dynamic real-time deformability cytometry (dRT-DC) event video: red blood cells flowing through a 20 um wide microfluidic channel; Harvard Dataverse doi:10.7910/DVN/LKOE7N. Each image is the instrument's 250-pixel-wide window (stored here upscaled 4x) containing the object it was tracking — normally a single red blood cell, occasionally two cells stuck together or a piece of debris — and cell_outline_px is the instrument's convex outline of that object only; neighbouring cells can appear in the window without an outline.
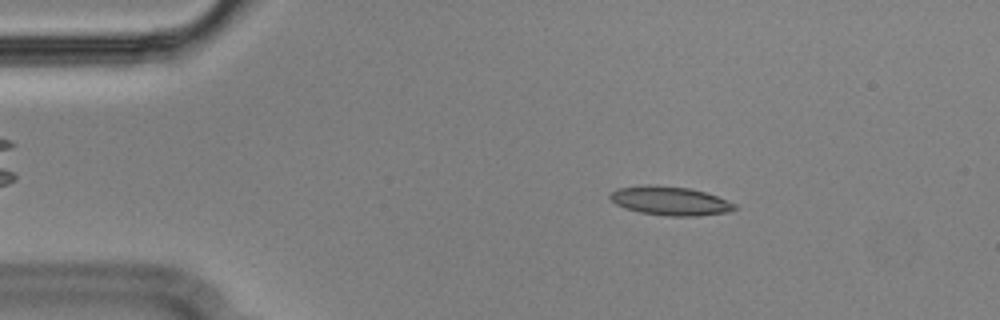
{"species": "Egyptian fruit bat (a non-hibernating species)", "species_latin": "Rousettus aegyptiacus", "temperature_condition": "cold", "stored_images_in_passage": 54, "camera_frame_rate_fps": 3000, "um_per_image_px": 0.085, "animal": {"sex": "male"}, "frame": {"image": 1, "passage_image": 8, "time_ms": 2.333, "image_size_px": [1000, 320], "cell_outline_px": [[736, 208], [728, 212], [696, 216], [668, 216], [640, 212], [624, 208], [616, 204], [608, 196], [616, 188], [648, 184], [688, 188], [704, 192], [716, 196], [736, 204]], "centroid_in_image_um": [56.92, 17.07], "position_along_channel_um": 28.1, "area_um2": 20.81}}
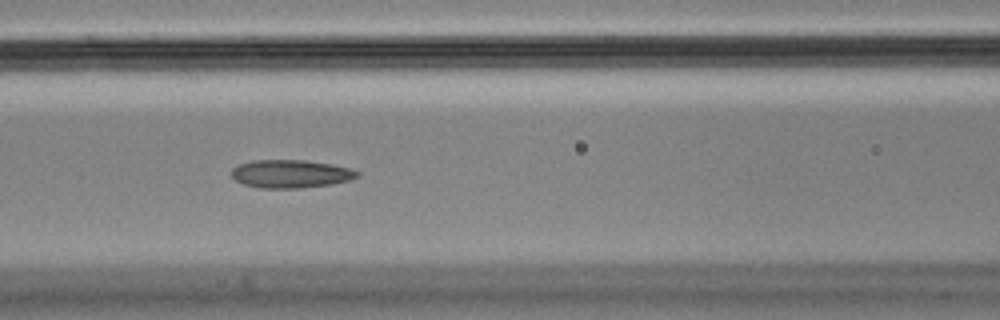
{"frame": {"image": 2, "passage_image": 22, "time_ms": 7.0, "image_size_px": [1000, 320], "cell_outline_px": [[360, 176], [348, 180], [332, 184], [300, 188], [260, 188], [244, 184], [236, 180], [232, 176], [232, 168], [236, 164], [252, 160], [304, 160], [332, 164], [348, 168], [360, 172]], "centroid_in_image_um": [24.69, 14.77], "position_along_channel_um": 141.9, "area_um2": 20.63}}
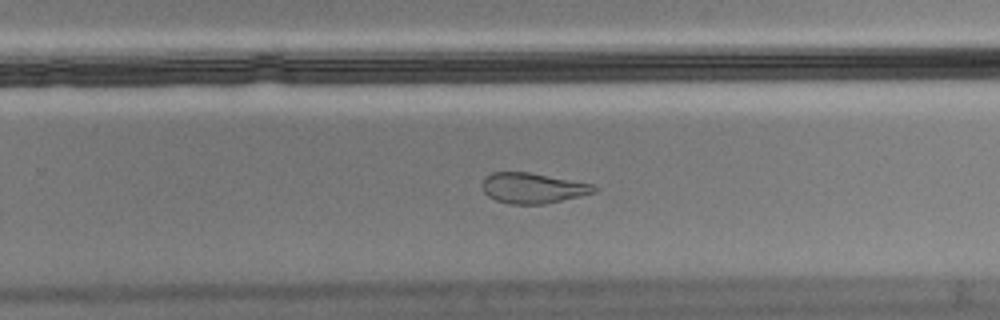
{"frame": {"image": 3, "passage_image": 34, "time_ms": 11.0, "image_size_px": [1000, 320], "cell_outline_px": [[600, 188], [596, 192], [580, 196], [544, 204], [508, 204], [496, 200], [488, 196], [484, 192], [484, 180], [492, 172], [528, 172], [592, 184]], "centroid_in_image_um": [45.32, 15.99], "position_along_channel_um": 284.5, "area_um2": 19.59}, "authors_computed_cell_mechanics": {"area_um2": 20.6057, "velocity_mm_per_s": 3.5726, "shape_relaxation_time_tau1_ms": null, "shape_relaxation_time_tau2_ms": 1.6981, "deformation_change_tau1": null, "deformation_change_tau2": 0.0835}}